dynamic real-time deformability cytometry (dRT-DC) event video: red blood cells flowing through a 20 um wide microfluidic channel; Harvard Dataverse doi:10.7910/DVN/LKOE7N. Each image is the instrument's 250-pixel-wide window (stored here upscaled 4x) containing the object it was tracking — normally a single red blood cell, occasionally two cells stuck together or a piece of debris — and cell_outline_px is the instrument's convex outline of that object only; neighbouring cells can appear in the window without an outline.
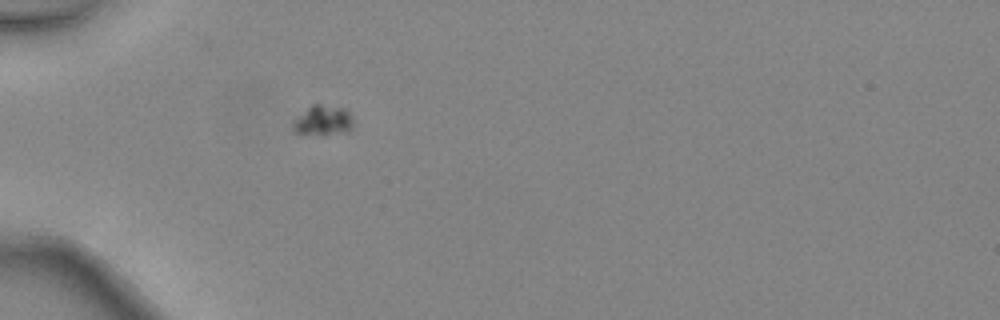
{"species": "common noctule bat (a hibernating species)", "species_latin": "Nyctalus noctula", "temperature_condition": "warm", "stored_images_in_passage": 2, "camera_frame_rate_fps": 3000, "um_per_image_px": 0.085, "animal": {"sex": "female", "body_mass_g": 24.6, "forearm_length_mm": 56.2}, "frame": {"image": 1, "passage_image": 2, "time_ms": 0.333, "image_size_px": [1000, 320], "cell_outline_px": [[352, 128], [348, 132], [324, 136], [300, 136], [292, 128], [292, 120], [296, 116], [312, 104], [320, 104], [344, 108], [352, 116]], "centroid_in_image_um": [27.4, 10.29], "position_along_channel_um": 57.6, "area_um2": 11.21}}